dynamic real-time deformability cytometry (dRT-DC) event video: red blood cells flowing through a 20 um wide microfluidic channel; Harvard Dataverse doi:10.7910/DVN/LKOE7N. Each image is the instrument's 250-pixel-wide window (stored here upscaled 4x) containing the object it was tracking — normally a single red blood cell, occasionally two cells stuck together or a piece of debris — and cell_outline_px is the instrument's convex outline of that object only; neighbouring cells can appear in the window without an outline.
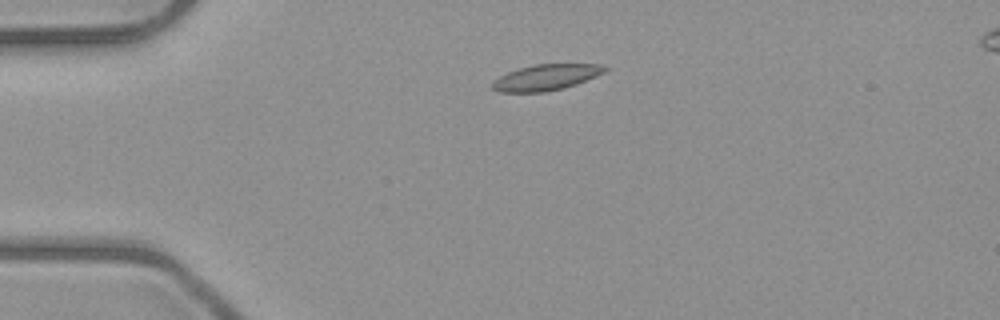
{"species": "common noctule bat (a hibernating species)", "species_latin": "Nyctalus noctula", "temperature_condition": "room temperature", "stored_images_in_passage": 2, "camera_frame_rate_fps": 3000, "um_per_image_px": 0.085, "animal": {"sex": "male", "body_mass_g": 23.1, "forearm_length_mm": 52.7}, "frame": {"image": 1, "passage_image": 1, "time_ms": 0.0, "image_size_px": [1000, 320], "cell_outline_px": [[608, 68], [604, 72], [596, 76], [576, 84], [564, 88], [544, 92], [500, 92], [492, 88], [492, 80], [508, 72], [520, 68], [536, 64], [600, 64]], "centroid_in_image_um": [46.4, 6.58], "position_along_channel_um": 38.6, "area_um2": 16.88}}